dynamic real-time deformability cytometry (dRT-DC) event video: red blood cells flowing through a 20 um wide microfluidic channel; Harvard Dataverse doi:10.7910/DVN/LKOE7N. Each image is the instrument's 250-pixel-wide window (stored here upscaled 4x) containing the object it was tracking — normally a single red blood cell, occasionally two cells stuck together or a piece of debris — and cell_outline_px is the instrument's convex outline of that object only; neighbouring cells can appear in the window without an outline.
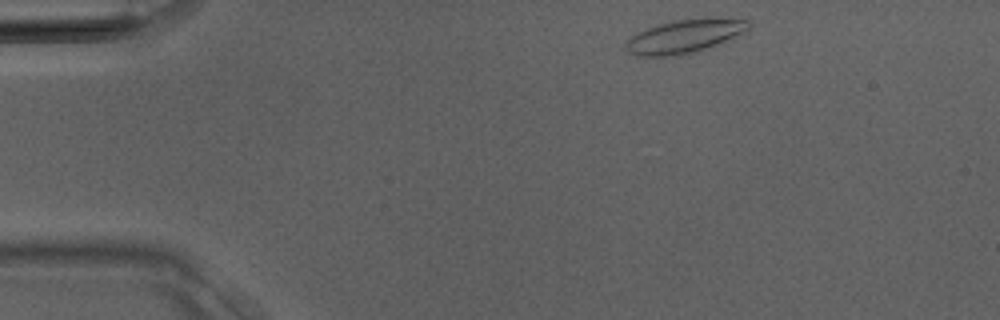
{"species": "Egyptian fruit bat (a non-hibernating species)", "species_latin": "Rousettus aegyptiacus", "temperature_condition": "room temperature", "stored_images_in_passage": 29, "camera_frame_rate_fps": 3000, "um_per_image_px": 0.085, "animal": {"sex": "male"}, "frame": {"image": 1, "passage_image": 1, "time_ms": 0.0, "image_size_px": [1000, 320], "cell_outline_px": [[748, 28], [716, 44], [696, 52], [668, 56], [636, 56], [628, 52], [624, 48], [624, 40], [636, 32], [656, 24], [672, 20], [704, 16], [708, 16], [748, 20]], "centroid_in_image_um": [58.05, 3.05], "position_along_channel_um": 26.9, "area_um2": 24.16}}
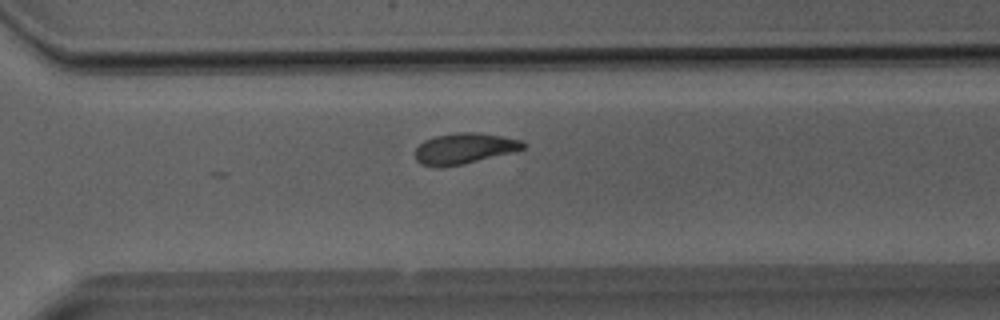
{"frame": {"image": 2, "passage_image": 22, "time_ms": 7.0, "image_size_px": [1000, 320], "cell_outline_px": [[528, 144], [524, 148], [512, 152], [464, 164], [440, 168], [436, 168], [420, 164], [416, 160], [416, 148], [424, 140], [432, 136], [456, 132], [480, 132], [504, 136], [524, 140]], "centroid_in_image_um": [39.47, 12.61], "position_along_channel_um": 331.1, "area_um2": 19.83}}
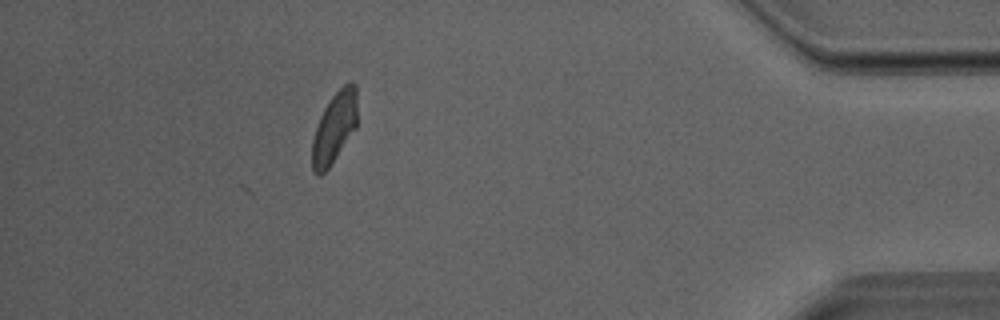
{"frame": {"image": 3, "passage_image": 29, "time_ms": 9.333, "image_size_px": [1000, 320], "cell_outline_px": [[356, 128], [328, 168], [320, 176], [316, 176], [312, 168], [312, 140], [320, 116], [328, 100], [348, 80], [352, 80], [356, 84]], "centroid_in_image_um": [28.42, 10.82], "position_along_channel_um": 406.8, "area_um2": 18.61}}